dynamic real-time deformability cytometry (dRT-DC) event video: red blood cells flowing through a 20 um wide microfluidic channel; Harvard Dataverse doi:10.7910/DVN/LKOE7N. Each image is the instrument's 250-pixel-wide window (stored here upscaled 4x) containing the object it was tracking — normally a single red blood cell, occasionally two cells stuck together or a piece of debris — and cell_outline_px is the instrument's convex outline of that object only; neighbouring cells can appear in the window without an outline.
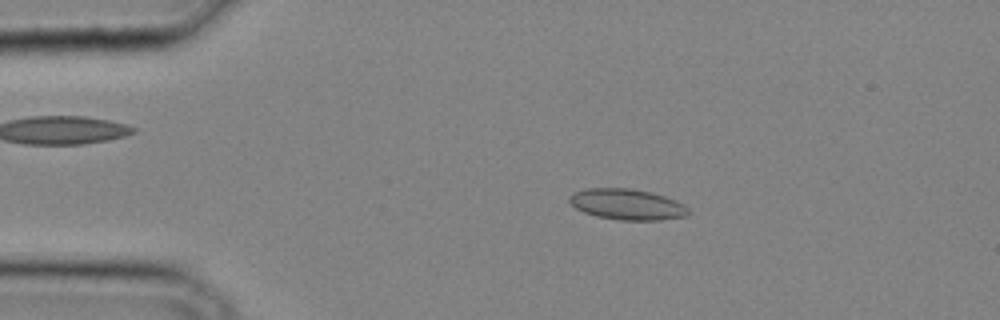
{"species": "common noctule bat (a hibernating species)", "species_latin": "Nyctalus noctula", "temperature_condition": "cold", "stored_images_in_passage": 34, "camera_frame_rate_fps": 3000, "um_per_image_px": 0.085, "animal": {"sex": "male", "body_mass_g": 20.4}, "frame": {"image": 1, "passage_image": 6, "time_ms": 1.667, "image_size_px": [1000, 320], "cell_outline_px": [[692, 212], [688, 216], [660, 220], [620, 220], [596, 216], [584, 212], [576, 208], [568, 200], [568, 196], [572, 192], [584, 188], [632, 188], [652, 192], [676, 200], [684, 204]], "centroid_in_image_um": [53.32, 17.36], "position_along_channel_um": 31.7, "area_um2": 21.73}}
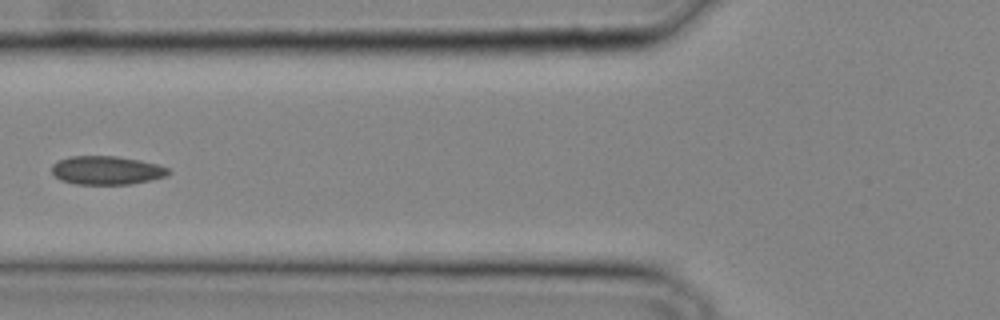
{"frame": {"image": 2, "passage_image": 13, "time_ms": 4.0, "image_size_px": [1000, 320], "cell_outline_px": [[172, 172], [164, 176], [152, 180], [132, 184], [76, 184], [60, 180], [52, 172], [52, 164], [60, 160], [72, 156], [116, 156], [140, 160], [156, 164], [168, 168]], "centroid_in_image_um": [9.08, 14.48], "position_along_channel_um": 116.7, "area_um2": 19.36}}
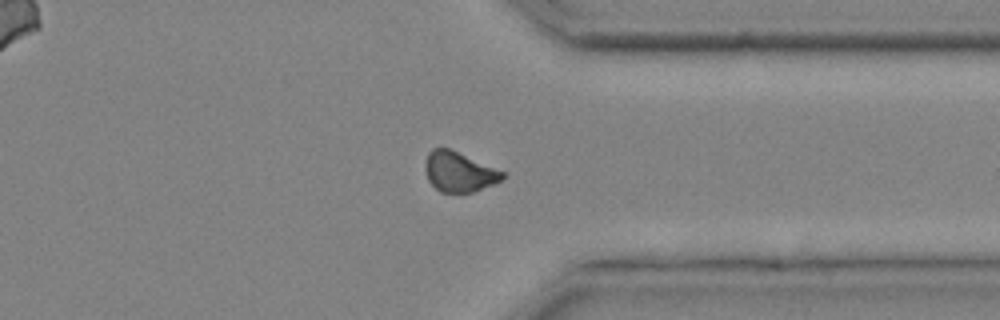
{"frame": {"image": 3, "passage_image": 27, "time_ms": 8.667, "image_size_px": [1000, 320], "cell_outline_px": [[504, 180], [472, 192], [440, 192], [428, 180], [424, 168], [424, 164], [428, 152], [432, 148], [448, 148], [504, 172]], "centroid_in_image_um": [38.99, 14.61], "position_along_channel_um": 372.4, "area_um2": 17.8}}